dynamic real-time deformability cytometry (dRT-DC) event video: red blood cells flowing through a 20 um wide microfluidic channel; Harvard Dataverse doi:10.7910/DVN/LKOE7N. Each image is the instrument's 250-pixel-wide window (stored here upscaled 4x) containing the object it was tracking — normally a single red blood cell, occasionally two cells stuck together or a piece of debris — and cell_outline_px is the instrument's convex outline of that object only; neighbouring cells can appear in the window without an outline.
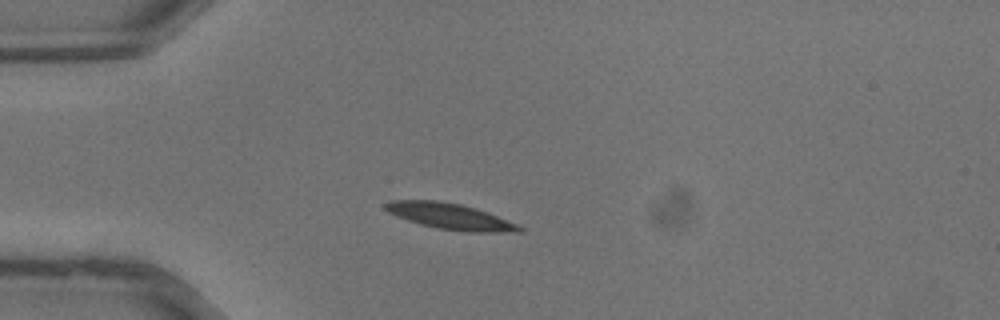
{"species": "common noctule bat (a hibernating species)", "species_latin": "Nyctalus noctula", "temperature_condition": "warm", "stored_images_in_passage": 34, "camera_frame_rate_fps": 3000, "um_per_image_px": 0.085, "animal": {"sex": "male", "body_mass_g": 13.3}, "frame": {"image": 1, "passage_image": 7, "time_ms": 2.0, "image_size_px": [1000, 320], "cell_outline_px": [[524, 228], [520, 232], [468, 232], [436, 228], [420, 224], [396, 216], [388, 212], [384, 208], [384, 204], [392, 200], [436, 200], [460, 204], [476, 208], [488, 212], [520, 224]], "centroid_in_image_um": [38.31, 18.39], "position_along_channel_um": 46.7, "area_um2": 20.46}}
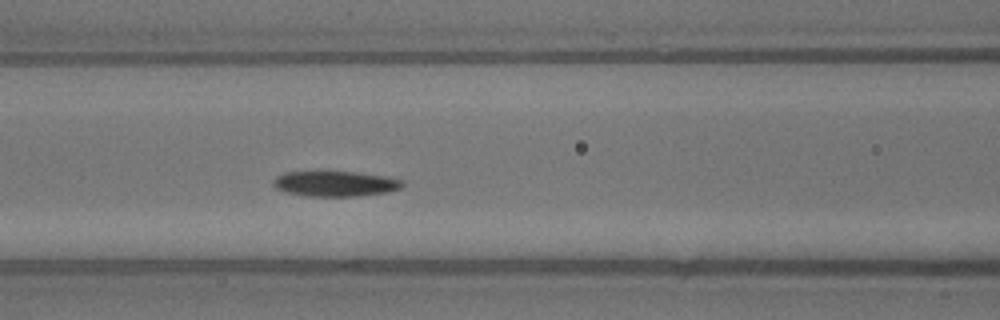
{"frame": {"image": 2, "passage_image": 13, "time_ms": 4.0, "image_size_px": [1000, 320], "cell_outline_px": [[404, 184], [400, 188], [388, 192], [356, 196], [308, 196], [288, 192], [276, 188], [272, 184], [272, 180], [276, 176], [284, 172], [320, 168], [356, 172], [384, 176], [400, 180]], "centroid_in_image_um": [28.4, 15.56], "position_along_channel_um": 138.2, "area_um2": 19.88}}
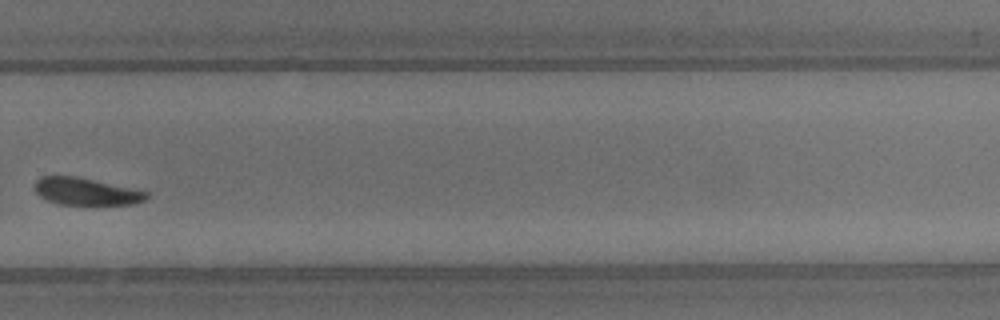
{"frame": {"image": 3, "passage_image": 23, "time_ms": 7.333, "image_size_px": [1000, 320], "cell_outline_px": [[148, 196], [144, 200], [132, 204], [96, 208], [60, 204], [48, 200], [40, 196], [36, 192], [36, 180], [44, 176], [76, 176], [148, 192]], "centroid_in_image_um": [7.35, 16.34], "position_along_channel_um": 322.5, "area_um2": 18.26}}